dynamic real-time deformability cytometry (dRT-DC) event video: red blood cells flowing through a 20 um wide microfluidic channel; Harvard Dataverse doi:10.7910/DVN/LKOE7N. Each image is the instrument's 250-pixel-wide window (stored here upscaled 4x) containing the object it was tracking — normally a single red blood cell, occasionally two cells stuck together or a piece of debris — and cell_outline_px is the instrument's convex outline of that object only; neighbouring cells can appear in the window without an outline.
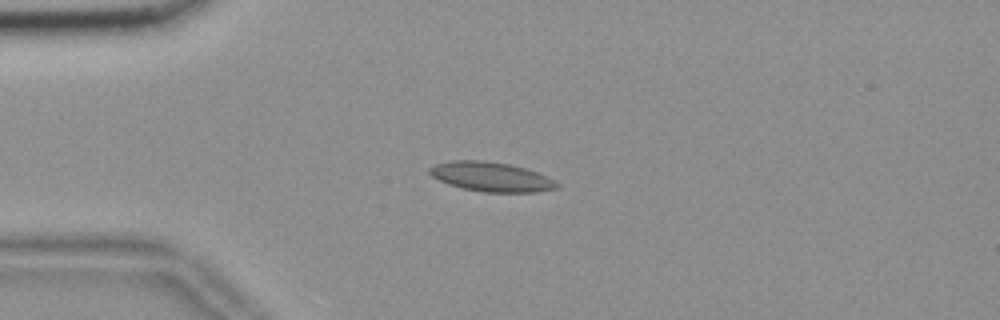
{"species": "common noctule bat (a hibernating species)", "species_latin": "Nyctalus noctula", "temperature_condition": "room temperature", "stored_images_in_passage": 43, "camera_frame_rate_fps": 3000, "um_per_image_px": 0.085, "animal": {"sex": "female", "body_mass_g": 18.4}, "frame": {"image": 1, "passage_image": 1, "time_ms": 0.0, "image_size_px": [1000, 320], "cell_outline_px": [[560, 188], [536, 192], [484, 192], [464, 188], [448, 184], [432, 176], [428, 172], [428, 168], [436, 164], [452, 160], [484, 160], [508, 164], [524, 168], [536, 172], [560, 184]], "centroid_in_image_um": [41.73, 15.03], "position_along_channel_um": 43.3, "area_um2": 21.68}}
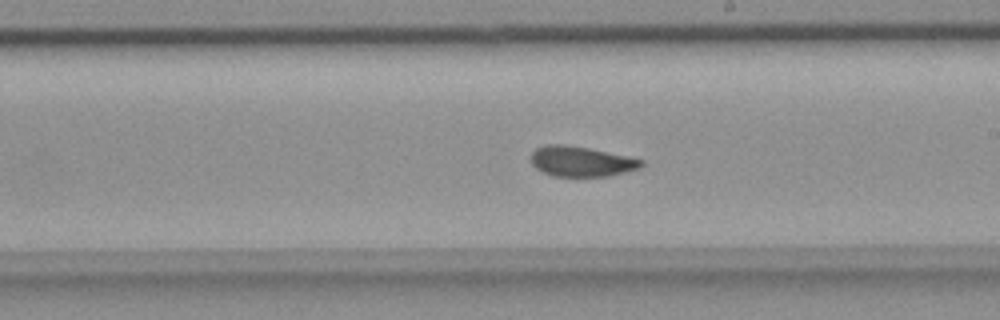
{"frame": {"image": 2, "passage_image": 19, "time_ms": 6.0, "image_size_px": [1000, 320], "cell_outline_px": [[644, 164], [640, 168], [608, 176], [552, 176], [536, 168], [532, 164], [532, 152], [536, 148], [548, 144], [564, 144], [588, 148], [628, 156], [644, 160]], "centroid_in_image_um": [49.41, 13.72], "position_along_channel_um": 239.6, "area_um2": 19.31}}
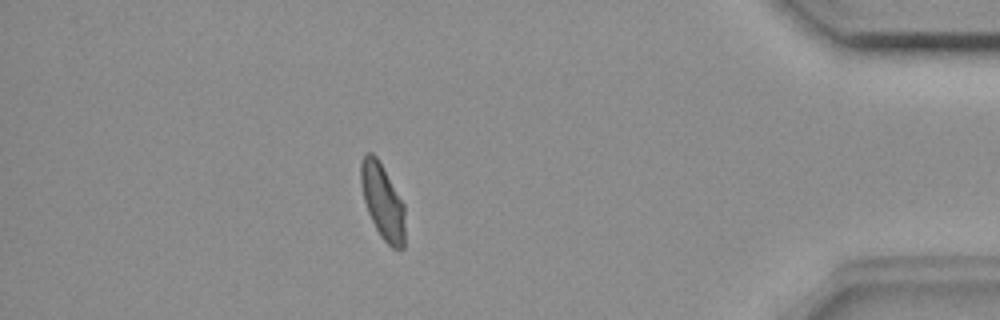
{"frame": {"image": 3, "passage_image": 36, "time_ms": 11.667, "image_size_px": [1000, 320], "cell_outline_px": [[404, 248], [392, 248], [380, 236], [368, 212], [364, 200], [360, 184], [360, 164], [364, 152], [372, 152], [376, 156], [404, 204]], "centroid_in_image_um": [32.5, 17.1], "position_along_channel_um": 402.7, "area_um2": 19.19}, "authors_computed_cell_mechanics": {"area_um2": 19.8832, "velocity_mm_per_s": 3.6381, "shape_relaxation_time_tau1_ms": 8.4546, "shape_relaxation_time_tau2_ms": 1.2634, "deformation_change_tau1": 0.1587, "deformation_change_tau2": 0.0496}}